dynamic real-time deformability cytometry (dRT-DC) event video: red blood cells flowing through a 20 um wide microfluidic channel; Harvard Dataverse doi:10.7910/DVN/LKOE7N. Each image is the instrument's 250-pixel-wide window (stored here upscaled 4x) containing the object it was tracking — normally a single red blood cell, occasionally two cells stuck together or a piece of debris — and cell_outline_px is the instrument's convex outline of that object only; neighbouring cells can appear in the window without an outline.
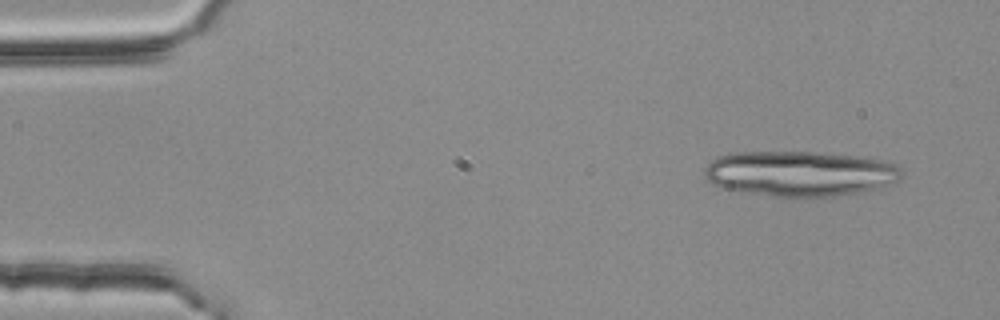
{"species": "common noctule bat (a hibernating species)", "species_latin": "Nyctalus noctula", "temperature_condition": "room temperature", "stored_images_in_passage": 3, "camera_frame_rate_fps": 3000, "um_per_image_px": 0.085, "animal": {"sex": "female", "body_mass_g": 25.1}, "frame": {"image": 1, "passage_image": 1, "time_ms": 0.0, "image_size_px": [1000, 320], "cell_outline_px": [[904, 176], [900, 180], [876, 188], [856, 192], [832, 196], [772, 196], [740, 192], [724, 188], [712, 184], [704, 176], [704, 168], [712, 160], [720, 156], [732, 152], [812, 152], [860, 156], [884, 160], [896, 164], [904, 172]], "centroid_in_image_um": [67.99, 14.74], "position_along_channel_um": 17.0, "area_um2": 52.08}}